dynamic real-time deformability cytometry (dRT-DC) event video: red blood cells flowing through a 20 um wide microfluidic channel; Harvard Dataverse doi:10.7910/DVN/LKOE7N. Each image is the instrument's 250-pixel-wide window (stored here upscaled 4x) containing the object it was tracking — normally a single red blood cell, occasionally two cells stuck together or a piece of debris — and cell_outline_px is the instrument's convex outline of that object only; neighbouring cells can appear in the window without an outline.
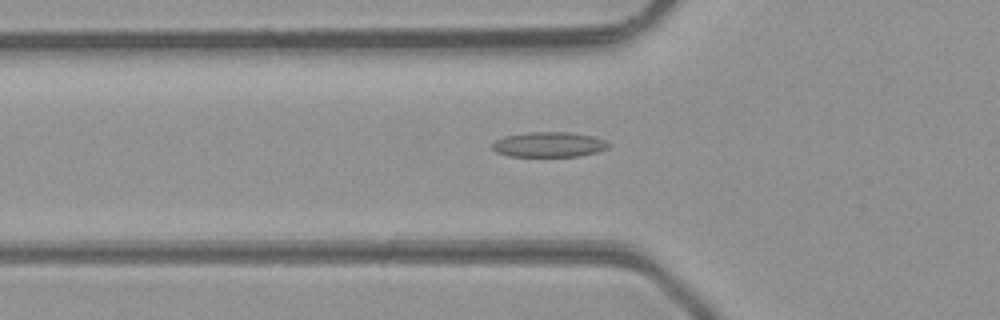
{"species": "common noctule bat (a hibernating species)", "species_latin": "Nyctalus noctula", "temperature_condition": "room temperature", "stored_images_in_passage": 35, "camera_frame_rate_fps": 3000, "um_per_image_px": 0.085, "animal": {"sex": "male", "body_mass_g": 23.1, "forearm_length_mm": 52.7}, "frame": {"image": 1, "passage_image": 6, "time_ms": 1.667, "image_size_px": [1000, 320], "cell_outline_px": [[608, 148], [596, 152], [580, 156], [508, 156], [496, 152], [492, 148], [492, 144], [496, 140], [504, 136], [528, 132], [568, 132], [596, 136], [604, 140], [608, 144]], "centroid_in_image_um": [46.65, 12.28], "position_along_channel_um": 79.2, "area_um2": 16.99}}
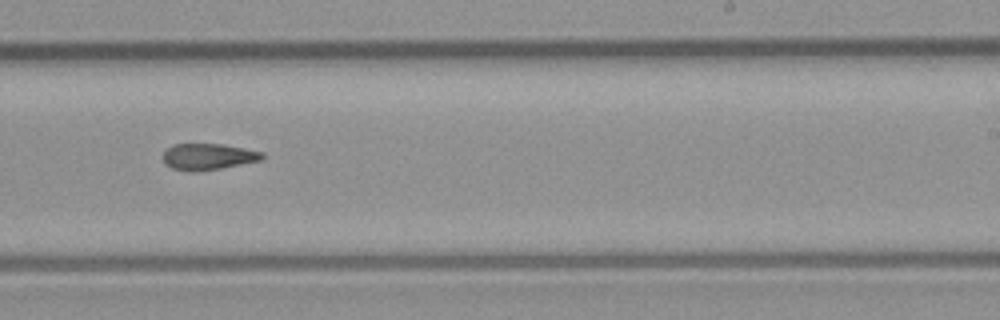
{"frame": {"image": 2, "passage_image": 19, "time_ms": 6.0, "image_size_px": [1000, 320], "cell_outline_px": [[264, 156], [260, 160], [220, 168], [196, 172], [188, 172], [172, 168], [164, 164], [164, 152], [172, 144], [224, 144], [264, 152]], "centroid_in_image_um": [17.67, 13.32], "position_along_channel_um": 271.3, "area_um2": 15.2}}
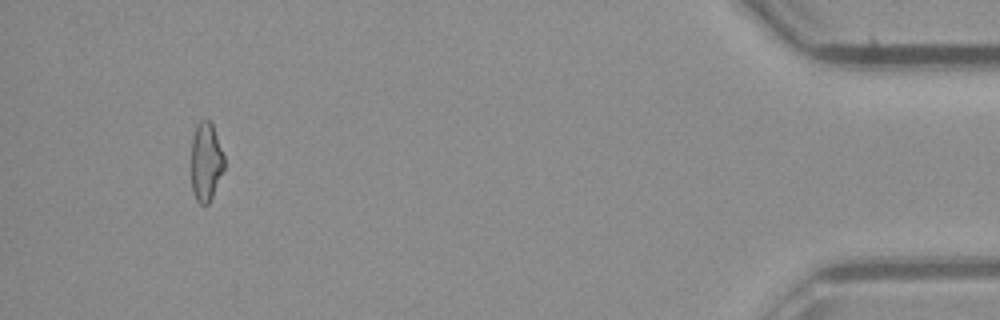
{"frame": {"image": 3, "passage_image": 34, "time_ms": 11.0, "image_size_px": [1000, 320], "cell_outline_px": [[224, 168], [212, 196], [208, 204], [200, 204], [196, 200], [192, 192], [192, 136], [196, 124], [200, 120], [208, 120], [212, 124], [224, 156]], "centroid_in_image_um": [17.49, 13.74], "position_along_channel_um": 417.7, "area_um2": 14.97}}